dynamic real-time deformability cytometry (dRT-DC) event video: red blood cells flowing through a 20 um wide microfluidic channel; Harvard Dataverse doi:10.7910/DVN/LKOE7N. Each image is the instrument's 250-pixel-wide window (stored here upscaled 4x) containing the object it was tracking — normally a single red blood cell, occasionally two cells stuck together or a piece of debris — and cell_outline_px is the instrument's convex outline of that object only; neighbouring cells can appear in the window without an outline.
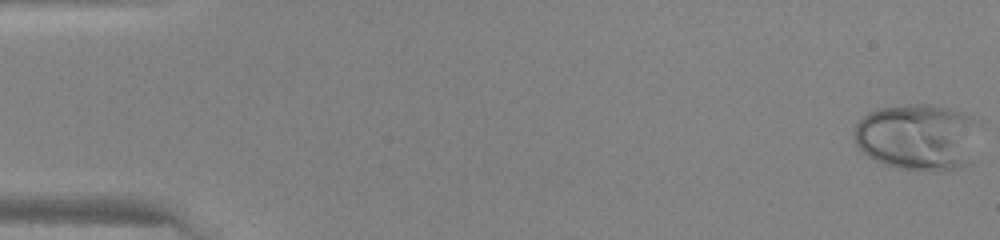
{"species": "human", "species_latin": "Homo sapiens", "temperature_condition": "warm", "stored_images_in_passage": 47, "camera_frame_rate_fps": 3000, "um_per_image_px": 0.085, "donor": {"sex": "female"}, "frame": {"image": 1, "passage_image": 1, "time_ms": 0.0, "image_size_px": [1000, 240], "cell_outline_px": [[972, 160], [968, 164], [960, 168], [948, 172], [932, 172], [896, 168], [884, 164], [868, 156], [856, 144], [852, 132], [856, 124], [868, 112], [880, 108], [908, 104], [932, 104], [964, 112], [972, 116]], "centroid_in_image_um": [77.93, 11.67], "position_along_channel_um": 7.1, "area_um2": 48.49}}
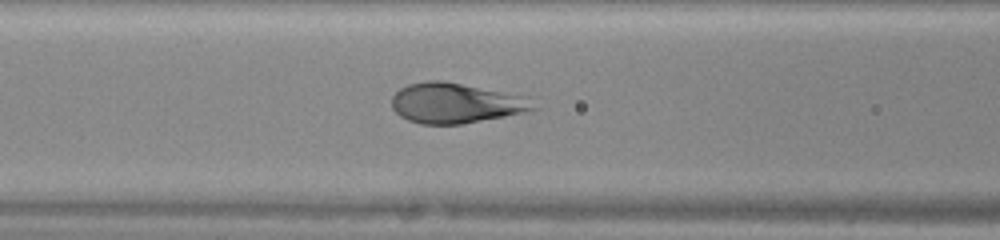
{"frame": {"image": 2, "passage_image": 20, "time_ms": 6.333, "image_size_px": [1000, 240], "cell_outline_px": [[540, 108], [524, 112], [504, 116], [460, 124], [420, 124], [408, 120], [400, 116], [392, 108], [392, 96], [400, 88], [408, 84], [428, 80], [440, 80], [524, 96]], "centroid_in_image_um": [38.68, 8.77], "position_along_channel_um": 127.9, "area_um2": 32.77}}
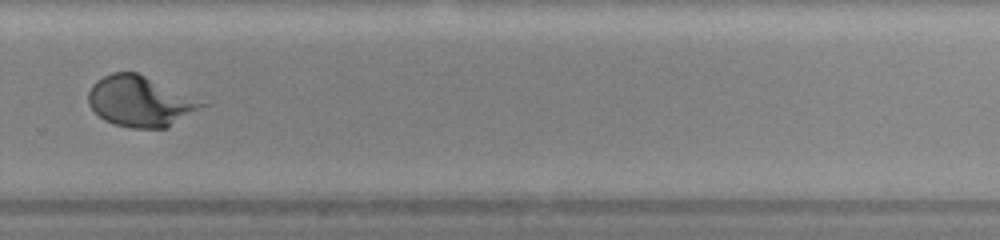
{"frame": {"image": 3, "passage_image": 33, "time_ms": 10.667, "image_size_px": [1000, 240], "cell_outline_px": [[208, 104], [164, 128], [132, 128], [112, 124], [104, 120], [88, 104], [88, 92], [92, 84], [96, 80], [112, 72], [136, 72]], "centroid_in_image_um": [11.83, 8.61], "position_along_channel_um": 318.0, "area_um2": 32.71}}